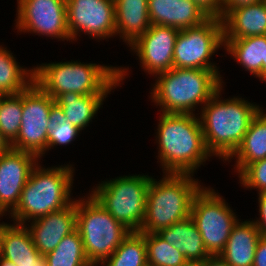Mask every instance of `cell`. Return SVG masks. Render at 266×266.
Masks as SVG:
<instances>
[{
	"label": "cell",
	"instance_id": "1",
	"mask_svg": "<svg viewBox=\"0 0 266 266\" xmlns=\"http://www.w3.org/2000/svg\"><path fill=\"white\" fill-rule=\"evenodd\" d=\"M196 115L160 113L155 140L163 174H194L212 156Z\"/></svg>",
	"mask_w": 266,
	"mask_h": 266
},
{
	"label": "cell",
	"instance_id": "2",
	"mask_svg": "<svg viewBox=\"0 0 266 266\" xmlns=\"http://www.w3.org/2000/svg\"><path fill=\"white\" fill-rule=\"evenodd\" d=\"M80 61L42 63L33 67V82L54 100L62 93L108 95L129 75V67ZM128 72V73H127Z\"/></svg>",
	"mask_w": 266,
	"mask_h": 266
},
{
	"label": "cell",
	"instance_id": "3",
	"mask_svg": "<svg viewBox=\"0 0 266 266\" xmlns=\"http://www.w3.org/2000/svg\"><path fill=\"white\" fill-rule=\"evenodd\" d=\"M223 86L200 108V123L208 151L226 161L238 148L253 117L262 108L240 96L221 99Z\"/></svg>",
	"mask_w": 266,
	"mask_h": 266
},
{
	"label": "cell",
	"instance_id": "4",
	"mask_svg": "<svg viewBox=\"0 0 266 266\" xmlns=\"http://www.w3.org/2000/svg\"><path fill=\"white\" fill-rule=\"evenodd\" d=\"M154 78L150 97L163 113L194 115L225 83L219 70L205 69L172 68Z\"/></svg>",
	"mask_w": 266,
	"mask_h": 266
},
{
	"label": "cell",
	"instance_id": "5",
	"mask_svg": "<svg viewBox=\"0 0 266 266\" xmlns=\"http://www.w3.org/2000/svg\"><path fill=\"white\" fill-rule=\"evenodd\" d=\"M74 172L71 164L45 168L39 161L9 218L16 224L26 225L31 220L69 206L75 200L71 198Z\"/></svg>",
	"mask_w": 266,
	"mask_h": 266
},
{
	"label": "cell",
	"instance_id": "6",
	"mask_svg": "<svg viewBox=\"0 0 266 266\" xmlns=\"http://www.w3.org/2000/svg\"><path fill=\"white\" fill-rule=\"evenodd\" d=\"M193 176L164 173L159 181L151 178L140 233H157L190 216L192 200L203 187Z\"/></svg>",
	"mask_w": 266,
	"mask_h": 266
},
{
	"label": "cell",
	"instance_id": "7",
	"mask_svg": "<svg viewBox=\"0 0 266 266\" xmlns=\"http://www.w3.org/2000/svg\"><path fill=\"white\" fill-rule=\"evenodd\" d=\"M88 195L76 199V229L82 237L88 261L98 266L115 252L131 231L90 193Z\"/></svg>",
	"mask_w": 266,
	"mask_h": 266
},
{
	"label": "cell",
	"instance_id": "8",
	"mask_svg": "<svg viewBox=\"0 0 266 266\" xmlns=\"http://www.w3.org/2000/svg\"><path fill=\"white\" fill-rule=\"evenodd\" d=\"M151 178L148 174L115 177L97 184L90 194L131 232H139Z\"/></svg>",
	"mask_w": 266,
	"mask_h": 266
},
{
	"label": "cell",
	"instance_id": "9",
	"mask_svg": "<svg viewBox=\"0 0 266 266\" xmlns=\"http://www.w3.org/2000/svg\"><path fill=\"white\" fill-rule=\"evenodd\" d=\"M218 193L212 187L203 186L191 205L190 216L210 255H219L224 250L230 232L239 220L228 202Z\"/></svg>",
	"mask_w": 266,
	"mask_h": 266
},
{
	"label": "cell",
	"instance_id": "10",
	"mask_svg": "<svg viewBox=\"0 0 266 266\" xmlns=\"http://www.w3.org/2000/svg\"><path fill=\"white\" fill-rule=\"evenodd\" d=\"M224 47L223 22L209 17L202 24L180 30L174 47L173 68L219 70L211 57Z\"/></svg>",
	"mask_w": 266,
	"mask_h": 266
},
{
	"label": "cell",
	"instance_id": "11",
	"mask_svg": "<svg viewBox=\"0 0 266 266\" xmlns=\"http://www.w3.org/2000/svg\"><path fill=\"white\" fill-rule=\"evenodd\" d=\"M55 100L34 82L22 92V119L13 149L36 155L40 160L47 152L49 114Z\"/></svg>",
	"mask_w": 266,
	"mask_h": 266
},
{
	"label": "cell",
	"instance_id": "12",
	"mask_svg": "<svg viewBox=\"0 0 266 266\" xmlns=\"http://www.w3.org/2000/svg\"><path fill=\"white\" fill-rule=\"evenodd\" d=\"M17 3V32L71 41L67 27L66 0H17Z\"/></svg>",
	"mask_w": 266,
	"mask_h": 266
},
{
	"label": "cell",
	"instance_id": "13",
	"mask_svg": "<svg viewBox=\"0 0 266 266\" xmlns=\"http://www.w3.org/2000/svg\"><path fill=\"white\" fill-rule=\"evenodd\" d=\"M66 13L72 41L80 33L96 40L116 37L114 0H66Z\"/></svg>",
	"mask_w": 266,
	"mask_h": 266
},
{
	"label": "cell",
	"instance_id": "14",
	"mask_svg": "<svg viewBox=\"0 0 266 266\" xmlns=\"http://www.w3.org/2000/svg\"><path fill=\"white\" fill-rule=\"evenodd\" d=\"M180 30L151 24L129 47L136 53L142 69L154 77L173 68V54Z\"/></svg>",
	"mask_w": 266,
	"mask_h": 266
},
{
	"label": "cell",
	"instance_id": "15",
	"mask_svg": "<svg viewBox=\"0 0 266 266\" xmlns=\"http://www.w3.org/2000/svg\"><path fill=\"white\" fill-rule=\"evenodd\" d=\"M39 160L32 153L13 148L0 155V214L8 212L7 216L16 208L31 171Z\"/></svg>",
	"mask_w": 266,
	"mask_h": 266
},
{
	"label": "cell",
	"instance_id": "16",
	"mask_svg": "<svg viewBox=\"0 0 266 266\" xmlns=\"http://www.w3.org/2000/svg\"><path fill=\"white\" fill-rule=\"evenodd\" d=\"M28 226L35 247L42 255L52 252L61 240L76 230V200L56 212L29 221Z\"/></svg>",
	"mask_w": 266,
	"mask_h": 266
},
{
	"label": "cell",
	"instance_id": "17",
	"mask_svg": "<svg viewBox=\"0 0 266 266\" xmlns=\"http://www.w3.org/2000/svg\"><path fill=\"white\" fill-rule=\"evenodd\" d=\"M151 24L178 30L198 26L209 16L193 0H148Z\"/></svg>",
	"mask_w": 266,
	"mask_h": 266
},
{
	"label": "cell",
	"instance_id": "18",
	"mask_svg": "<svg viewBox=\"0 0 266 266\" xmlns=\"http://www.w3.org/2000/svg\"><path fill=\"white\" fill-rule=\"evenodd\" d=\"M157 234L178 249L192 266H197L210 256L191 216L160 229Z\"/></svg>",
	"mask_w": 266,
	"mask_h": 266
},
{
	"label": "cell",
	"instance_id": "19",
	"mask_svg": "<svg viewBox=\"0 0 266 266\" xmlns=\"http://www.w3.org/2000/svg\"><path fill=\"white\" fill-rule=\"evenodd\" d=\"M260 238V232L253 221L238 220L230 232L224 250L219 255L230 266H253Z\"/></svg>",
	"mask_w": 266,
	"mask_h": 266
},
{
	"label": "cell",
	"instance_id": "20",
	"mask_svg": "<svg viewBox=\"0 0 266 266\" xmlns=\"http://www.w3.org/2000/svg\"><path fill=\"white\" fill-rule=\"evenodd\" d=\"M222 22L224 38L266 35V0L232 9Z\"/></svg>",
	"mask_w": 266,
	"mask_h": 266
},
{
	"label": "cell",
	"instance_id": "21",
	"mask_svg": "<svg viewBox=\"0 0 266 266\" xmlns=\"http://www.w3.org/2000/svg\"><path fill=\"white\" fill-rule=\"evenodd\" d=\"M116 36L128 46L151 26L148 0H114Z\"/></svg>",
	"mask_w": 266,
	"mask_h": 266
},
{
	"label": "cell",
	"instance_id": "22",
	"mask_svg": "<svg viewBox=\"0 0 266 266\" xmlns=\"http://www.w3.org/2000/svg\"><path fill=\"white\" fill-rule=\"evenodd\" d=\"M0 255L17 266H30L41 253L26 225L6 223L0 233Z\"/></svg>",
	"mask_w": 266,
	"mask_h": 266
},
{
	"label": "cell",
	"instance_id": "23",
	"mask_svg": "<svg viewBox=\"0 0 266 266\" xmlns=\"http://www.w3.org/2000/svg\"><path fill=\"white\" fill-rule=\"evenodd\" d=\"M236 159L235 168L239 175L249 164L266 158V113L262 109L251 120L242 142L225 161Z\"/></svg>",
	"mask_w": 266,
	"mask_h": 266
},
{
	"label": "cell",
	"instance_id": "24",
	"mask_svg": "<svg viewBox=\"0 0 266 266\" xmlns=\"http://www.w3.org/2000/svg\"><path fill=\"white\" fill-rule=\"evenodd\" d=\"M233 60L258 78L266 68V35L224 38L223 47Z\"/></svg>",
	"mask_w": 266,
	"mask_h": 266
},
{
	"label": "cell",
	"instance_id": "25",
	"mask_svg": "<svg viewBox=\"0 0 266 266\" xmlns=\"http://www.w3.org/2000/svg\"><path fill=\"white\" fill-rule=\"evenodd\" d=\"M107 95H81L77 93H62L55 102L63 109L66 119L81 131L89 126L98 110L103 105Z\"/></svg>",
	"mask_w": 266,
	"mask_h": 266
},
{
	"label": "cell",
	"instance_id": "26",
	"mask_svg": "<svg viewBox=\"0 0 266 266\" xmlns=\"http://www.w3.org/2000/svg\"><path fill=\"white\" fill-rule=\"evenodd\" d=\"M23 68L15 55L0 45V91L13 95L27 89L33 83L34 69Z\"/></svg>",
	"mask_w": 266,
	"mask_h": 266
},
{
	"label": "cell",
	"instance_id": "27",
	"mask_svg": "<svg viewBox=\"0 0 266 266\" xmlns=\"http://www.w3.org/2000/svg\"><path fill=\"white\" fill-rule=\"evenodd\" d=\"M48 266H92L84 252L82 237L76 229L45 255Z\"/></svg>",
	"mask_w": 266,
	"mask_h": 266
},
{
	"label": "cell",
	"instance_id": "28",
	"mask_svg": "<svg viewBox=\"0 0 266 266\" xmlns=\"http://www.w3.org/2000/svg\"><path fill=\"white\" fill-rule=\"evenodd\" d=\"M146 243L140 232H131L100 266H143L147 263Z\"/></svg>",
	"mask_w": 266,
	"mask_h": 266
},
{
	"label": "cell",
	"instance_id": "29",
	"mask_svg": "<svg viewBox=\"0 0 266 266\" xmlns=\"http://www.w3.org/2000/svg\"><path fill=\"white\" fill-rule=\"evenodd\" d=\"M146 243L147 262L153 266H192L185 256L157 233H141Z\"/></svg>",
	"mask_w": 266,
	"mask_h": 266
},
{
	"label": "cell",
	"instance_id": "30",
	"mask_svg": "<svg viewBox=\"0 0 266 266\" xmlns=\"http://www.w3.org/2000/svg\"><path fill=\"white\" fill-rule=\"evenodd\" d=\"M80 131L66 119L63 109L55 102L49 114L47 151L54 146L72 143Z\"/></svg>",
	"mask_w": 266,
	"mask_h": 266
},
{
	"label": "cell",
	"instance_id": "31",
	"mask_svg": "<svg viewBox=\"0 0 266 266\" xmlns=\"http://www.w3.org/2000/svg\"><path fill=\"white\" fill-rule=\"evenodd\" d=\"M22 119V92L6 95L0 105V132L12 144L20 131Z\"/></svg>",
	"mask_w": 266,
	"mask_h": 266
},
{
	"label": "cell",
	"instance_id": "32",
	"mask_svg": "<svg viewBox=\"0 0 266 266\" xmlns=\"http://www.w3.org/2000/svg\"><path fill=\"white\" fill-rule=\"evenodd\" d=\"M238 178L245 189H256L258 193L266 191V158L249 164Z\"/></svg>",
	"mask_w": 266,
	"mask_h": 266
},
{
	"label": "cell",
	"instance_id": "33",
	"mask_svg": "<svg viewBox=\"0 0 266 266\" xmlns=\"http://www.w3.org/2000/svg\"><path fill=\"white\" fill-rule=\"evenodd\" d=\"M209 17L222 20V0H193Z\"/></svg>",
	"mask_w": 266,
	"mask_h": 266
},
{
	"label": "cell",
	"instance_id": "34",
	"mask_svg": "<svg viewBox=\"0 0 266 266\" xmlns=\"http://www.w3.org/2000/svg\"><path fill=\"white\" fill-rule=\"evenodd\" d=\"M258 204H259V219H252L257 226L261 237H266V191L258 193ZM258 219V220H257Z\"/></svg>",
	"mask_w": 266,
	"mask_h": 266
},
{
	"label": "cell",
	"instance_id": "35",
	"mask_svg": "<svg viewBox=\"0 0 266 266\" xmlns=\"http://www.w3.org/2000/svg\"><path fill=\"white\" fill-rule=\"evenodd\" d=\"M262 0H222V19L232 10L261 2Z\"/></svg>",
	"mask_w": 266,
	"mask_h": 266
},
{
	"label": "cell",
	"instance_id": "36",
	"mask_svg": "<svg viewBox=\"0 0 266 266\" xmlns=\"http://www.w3.org/2000/svg\"><path fill=\"white\" fill-rule=\"evenodd\" d=\"M253 266H266V237H261L257 244Z\"/></svg>",
	"mask_w": 266,
	"mask_h": 266
},
{
	"label": "cell",
	"instance_id": "37",
	"mask_svg": "<svg viewBox=\"0 0 266 266\" xmlns=\"http://www.w3.org/2000/svg\"><path fill=\"white\" fill-rule=\"evenodd\" d=\"M197 266H230L227 264L220 255H210L205 258Z\"/></svg>",
	"mask_w": 266,
	"mask_h": 266
},
{
	"label": "cell",
	"instance_id": "38",
	"mask_svg": "<svg viewBox=\"0 0 266 266\" xmlns=\"http://www.w3.org/2000/svg\"><path fill=\"white\" fill-rule=\"evenodd\" d=\"M12 148L11 144L7 141V139L0 132V155L9 151Z\"/></svg>",
	"mask_w": 266,
	"mask_h": 266
},
{
	"label": "cell",
	"instance_id": "39",
	"mask_svg": "<svg viewBox=\"0 0 266 266\" xmlns=\"http://www.w3.org/2000/svg\"><path fill=\"white\" fill-rule=\"evenodd\" d=\"M30 266H48L45 255H40L35 259V263L31 264Z\"/></svg>",
	"mask_w": 266,
	"mask_h": 266
},
{
	"label": "cell",
	"instance_id": "40",
	"mask_svg": "<svg viewBox=\"0 0 266 266\" xmlns=\"http://www.w3.org/2000/svg\"><path fill=\"white\" fill-rule=\"evenodd\" d=\"M0 266H17V265L0 255Z\"/></svg>",
	"mask_w": 266,
	"mask_h": 266
},
{
	"label": "cell",
	"instance_id": "41",
	"mask_svg": "<svg viewBox=\"0 0 266 266\" xmlns=\"http://www.w3.org/2000/svg\"><path fill=\"white\" fill-rule=\"evenodd\" d=\"M258 79L266 82V68L262 71V74L258 77Z\"/></svg>",
	"mask_w": 266,
	"mask_h": 266
},
{
	"label": "cell",
	"instance_id": "42",
	"mask_svg": "<svg viewBox=\"0 0 266 266\" xmlns=\"http://www.w3.org/2000/svg\"><path fill=\"white\" fill-rule=\"evenodd\" d=\"M6 97V94L2 91H0V105H1V102L3 101V99Z\"/></svg>",
	"mask_w": 266,
	"mask_h": 266
},
{
	"label": "cell",
	"instance_id": "43",
	"mask_svg": "<svg viewBox=\"0 0 266 266\" xmlns=\"http://www.w3.org/2000/svg\"><path fill=\"white\" fill-rule=\"evenodd\" d=\"M6 224V222L4 223V222H0V233H1V230H2V228H3V226Z\"/></svg>",
	"mask_w": 266,
	"mask_h": 266
},
{
	"label": "cell",
	"instance_id": "44",
	"mask_svg": "<svg viewBox=\"0 0 266 266\" xmlns=\"http://www.w3.org/2000/svg\"><path fill=\"white\" fill-rule=\"evenodd\" d=\"M143 266H153V265H151L150 263H145Z\"/></svg>",
	"mask_w": 266,
	"mask_h": 266
}]
</instances>
